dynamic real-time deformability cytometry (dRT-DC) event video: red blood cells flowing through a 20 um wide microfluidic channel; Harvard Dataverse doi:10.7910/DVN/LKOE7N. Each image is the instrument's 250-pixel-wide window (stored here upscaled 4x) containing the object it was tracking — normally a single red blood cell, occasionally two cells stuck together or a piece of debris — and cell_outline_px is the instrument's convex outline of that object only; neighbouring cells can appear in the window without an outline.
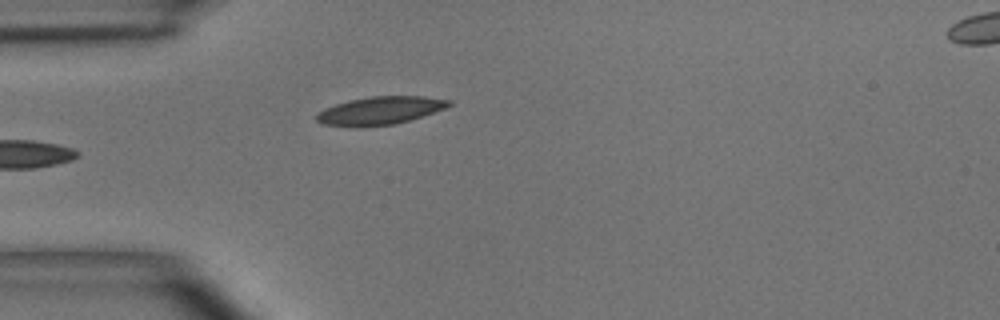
{"species": "common noctule bat (a hibernating species)", "species_latin": "Nyctalus noctula", "temperature_condition": "room temperature", "stored_images_in_passage": 4, "camera_frame_rate_fps": 3000, "um_per_image_px": 0.085, "animal": {"sex": "male", "body_mass_g": 15.6}, "frame": {"image": 1, "passage_image": 4, "time_ms": 3.333, "image_size_px": [1000, 320], "cell_outline_px": [[452, 104], [444, 108], [396, 124], [356, 128], [324, 124], [316, 120], [316, 116], [324, 108], [348, 100], [368, 96], [424, 96], [452, 100]], "centroid_in_image_um": [32.27, 9.4], "position_along_channel_um": 52.7, "area_um2": 21.62}}